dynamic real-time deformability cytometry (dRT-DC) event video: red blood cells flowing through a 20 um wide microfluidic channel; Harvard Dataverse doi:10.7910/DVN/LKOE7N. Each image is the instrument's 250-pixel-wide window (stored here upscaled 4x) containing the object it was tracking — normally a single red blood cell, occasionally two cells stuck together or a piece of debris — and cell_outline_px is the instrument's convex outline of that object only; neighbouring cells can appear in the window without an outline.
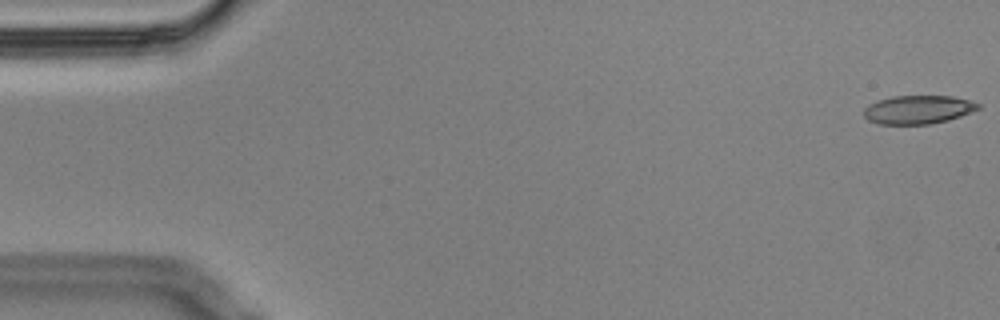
{"species": "Egyptian fruit bat (a non-hibernating species)", "species_latin": "Rousettus aegyptiacus", "temperature_condition": "cold", "stored_images_in_passage": 58, "camera_frame_rate_fps": 3000, "um_per_image_px": 0.085, "animal": {"sex": "male"}, "frame": {"image": 1, "passage_image": 1, "time_ms": 0.0, "image_size_px": [1000, 320], "cell_outline_px": [[980, 108], [972, 112], [948, 120], [928, 124], [876, 124], [868, 120], [864, 116], [864, 108], [868, 104], [876, 100], [892, 96], [952, 96], [968, 100], [980, 104]], "centroid_in_image_um": [78.0, 9.31], "position_along_channel_um": 7.0, "area_um2": 19.07}}
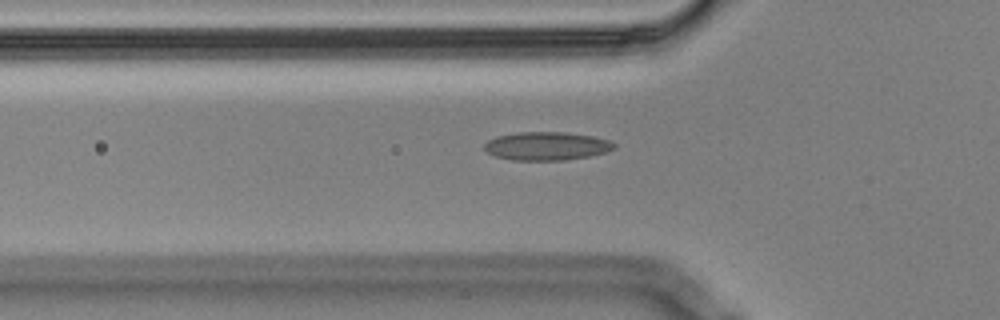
{"frame": {"image": 2, "passage_image": 19, "time_ms": 6.0, "image_size_px": [1000, 320], "cell_outline_px": [[616, 148], [604, 152], [588, 156], [564, 160], [512, 160], [496, 156], [488, 152], [484, 148], [484, 144], [488, 140], [496, 136], [516, 132], [564, 132], [592, 136], [608, 140], [616, 144]], "centroid_in_image_um": [46.44, 12.41], "position_along_channel_um": 79.4, "area_um2": 21.33}}
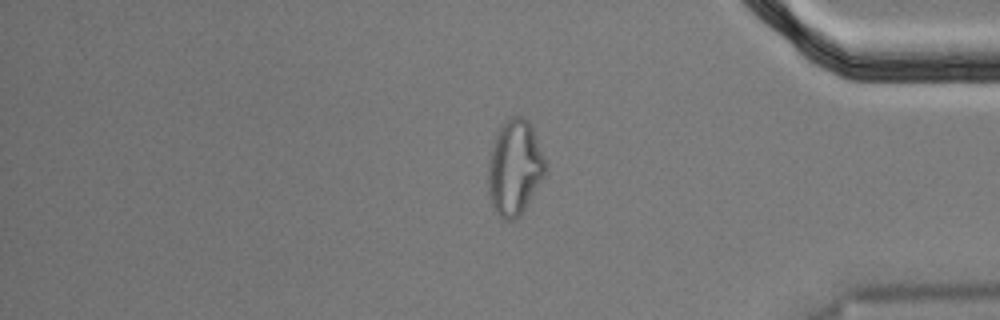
{"frame": {"image": 3, "passage_image": 48, "time_ms": 15.667, "image_size_px": [1000, 320], "cell_outline_px": [[548, 172], [520, 216], [512, 220], [504, 220], [496, 212], [488, 196], [488, 160], [492, 144], [504, 120], [508, 116], [520, 116], [528, 120], [532, 124], [548, 164]], "centroid_in_image_um": [43.78, 14.23], "position_along_channel_um": 391.4, "area_um2": 32.54}, "authors_computed_cell_mechanics": {"area_um2": 20.4323, "velocity_mm_per_s": 3.4668, "shape_relaxation_time_tau1_ms": null, "shape_relaxation_time_tau2_ms": 1.4957, "deformation_change_tau1": null, "deformation_change_tau2": 0.0753}}